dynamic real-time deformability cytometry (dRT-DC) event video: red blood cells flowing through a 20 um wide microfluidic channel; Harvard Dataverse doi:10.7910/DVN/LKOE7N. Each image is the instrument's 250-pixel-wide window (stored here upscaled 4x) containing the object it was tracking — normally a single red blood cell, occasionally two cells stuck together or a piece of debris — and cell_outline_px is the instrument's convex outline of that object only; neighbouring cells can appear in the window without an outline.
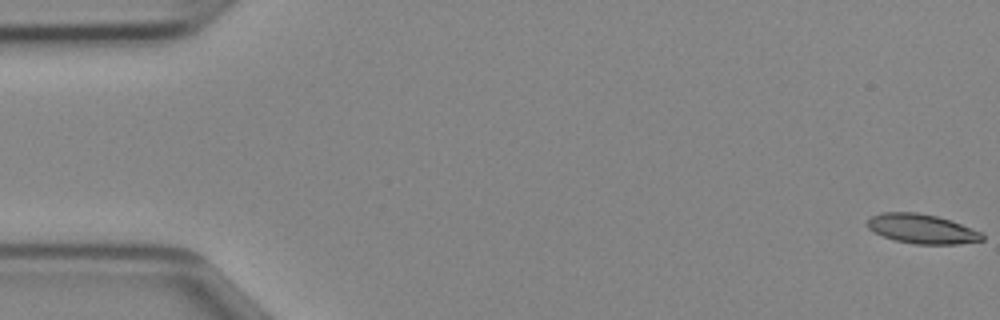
{"species": "Egyptian fruit bat (a non-hibernating species)", "species_latin": "Rousettus aegyptiacus", "temperature_condition": "cold", "stored_images_in_passage": 47, "camera_frame_rate_fps": 3000, "um_per_image_px": 0.085, "animal": {"sex": "female"}, "frame": {"image": 1, "passage_image": 1, "time_ms": 0.0, "image_size_px": [1000, 320], "cell_outline_px": [[984, 240], [956, 244], [916, 244], [896, 240], [884, 236], [868, 228], [864, 224], [872, 216], [884, 212], [916, 212], [936, 216], [960, 224], [980, 232], [984, 236]], "centroid_in_image_um": [78.34, 19.45], "position_along_channel_um": 6.7, "area_um2": 19.36}}
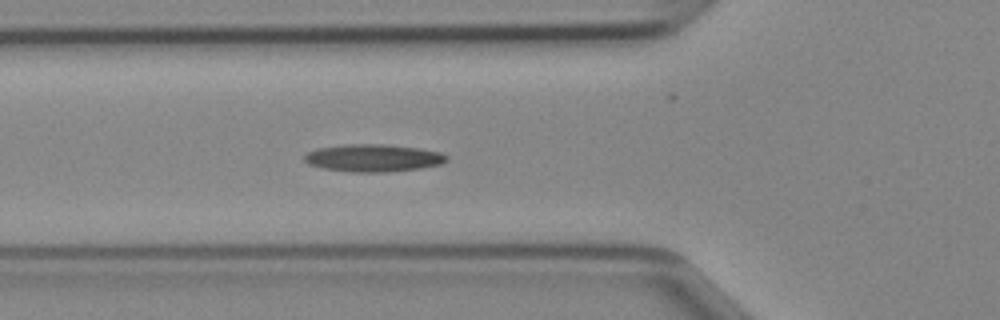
{"frame": {"image": 2, "passage_image": 17, "time_ms": 5.333, "image_size_px": [1000, 320], "cell_outline_px": [[448, 160], [440, 164], [420, 168], [384, 172], [352, 172], [324, 168], [308, 164], [304, 160], [304, 156], [308, 152], [316, 148], [340, 144], [384, 144], [420, 148], [440, 152], [448, 156]], "centroid_in_image_um": [31.71, 13.41], "position_along_channel_um": 94.1, "area_um2": 22.83}}
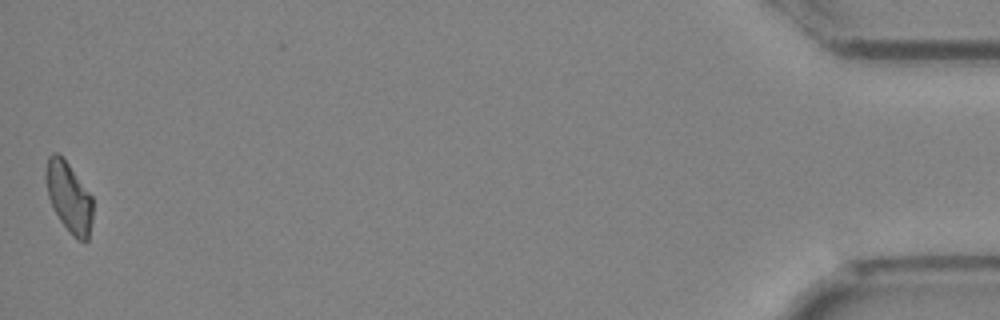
{"frame": {"image": 3, "passage_image": 47, "time_ms": 15.333, "image_size_px": [1000, 320], "cell_outline_px": [[92, 220], [88, 240], [80, 240], [72, 236], [60, 220], [48, 196], [44, 176], [44, 172], [48, 156], [52, 152], [56, 152], [68, 164], [92, 196]], "centroid_in_image_um": [5.84, 16.74], "position_along_channel_um": 429.4, "area_um2": 18.96}}